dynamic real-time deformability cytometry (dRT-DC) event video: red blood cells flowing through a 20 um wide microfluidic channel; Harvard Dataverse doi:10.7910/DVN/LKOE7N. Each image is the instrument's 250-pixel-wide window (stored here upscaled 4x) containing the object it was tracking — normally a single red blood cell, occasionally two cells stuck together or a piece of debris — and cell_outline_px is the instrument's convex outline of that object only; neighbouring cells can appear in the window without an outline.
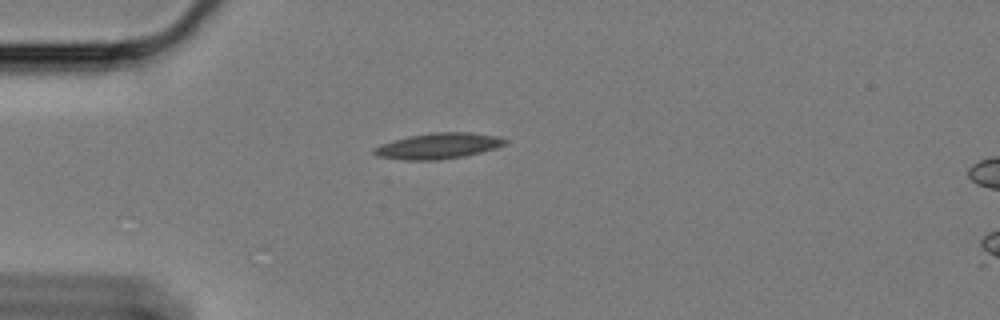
{"species": "Egyptian fruit bat (a non-hibernating species)", "species_latin": "Rousettus aegyptiacus", "temperature_condition": "cold", "stored_images_in_passage": 44, "camera_frame_rate_fps": 3000, "um_per_image_px": 0.085, "animal": {"sex": "female"}, "frame": {"image": 1, "passage_image": 1, "time_ms": 0.0, "image_size_px": [1000, 320], "cell_outline_px": [[508, 144], [496, 148], [464, 156], [440, 160], [404, 160], [376, 156], [372, 152], [372, 148], [380, 144], [412, 136], [432, 132], [468, 132], [500, 136], [508, 140]], "centroid_in_image_um": [37.28, 12.41], "position_along_channel_um": 47.7, "area_um2": 19.77}}
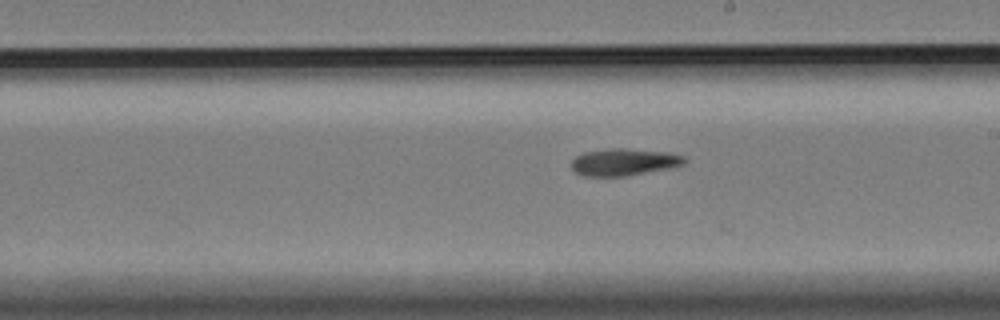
{"frame": {"image": 2, "passage_image": 19, "time_ms": 6.0, "image_size_px": [1000, 320], "cell_outline_px": [[688, 160], [684, 164], [668, 168], [624, 176], [584, 176], [576, 172], [572, 168], [572, 160], [576, 156], [584, 152], [608, 148], [624, 148], [668, 152], [684, 156]], "centroid_in_image_um": [53.04, 13.76], "position_along_channel_um": 236.0, "area_um2": 17.74}}
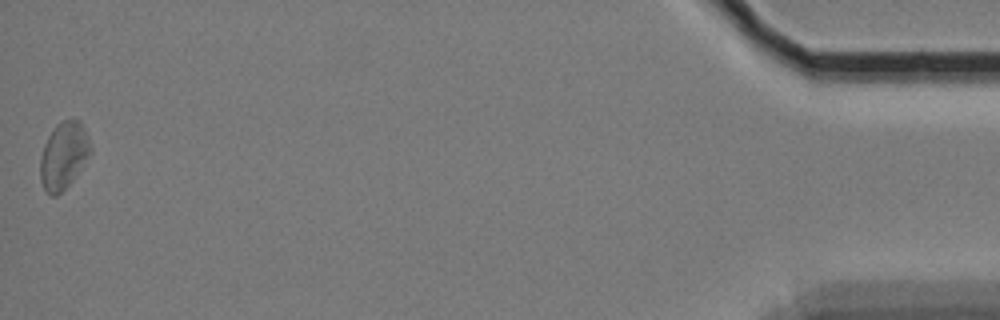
{"frame": {"image": 3, "passage_image": 44, "time_ms": 14.333, "image_size_px": [1000, 320], "cell_outline_px": [[92, 152], [72, 180], [56, 196], [52, 196], [44, 188], [40, 180], [40, 160], [44, 144], [48, 136], [56, 124], [64, 120], [80, 120], [84, 128], [92, 148]], "centroid_in_image_um": [5.41, 13.2], "position_along_channel_um": 429.8, "area_um2": 19.36}}